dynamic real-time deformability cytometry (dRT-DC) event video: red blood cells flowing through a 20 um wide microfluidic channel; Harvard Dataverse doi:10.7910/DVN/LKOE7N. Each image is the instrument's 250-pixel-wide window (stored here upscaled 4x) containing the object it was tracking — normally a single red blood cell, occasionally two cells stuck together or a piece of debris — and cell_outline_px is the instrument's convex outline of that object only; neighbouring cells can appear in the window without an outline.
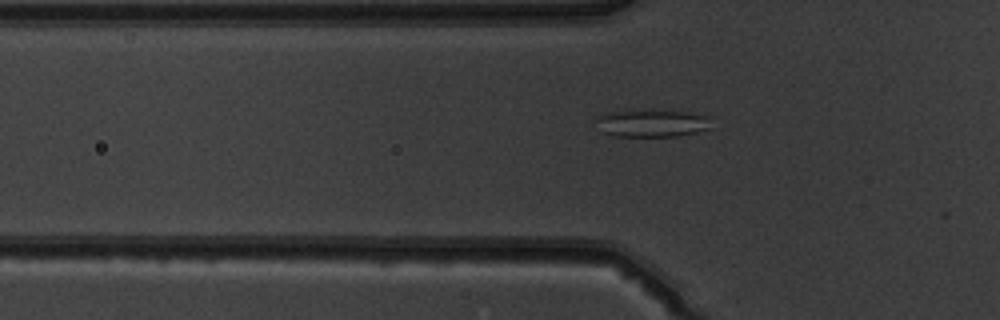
{"species": "common noctule bat (a hibernating species)", "species_latin": "Nyctalus noctula", "temperature_condition": "warm", "stored_images_in_passage": 38, "segment_of_instrument_passage": [1, 2], "camera_frame_rate_fps": 3000, "um_per_image_px": 0.085, "animal": {"sex": "male", "body_mass_g": 19.5, "forearm_length_mm": 54.6}, "frame": {"image": 1, "passage_image": 6, "time_ms": 1.667, "image_size_px": [1000, 320], "cell_outline_px": [[716, 116], [708, 128], [696, 132], [676, 136], [616, 136], [600, 132], [592, 120], [596, 116], [612, 112], [684, 112]], "centroid_in_image_um": [55.41, 10.5], "position_along_channel_um": 70.4, "area_um2": 18.21}}
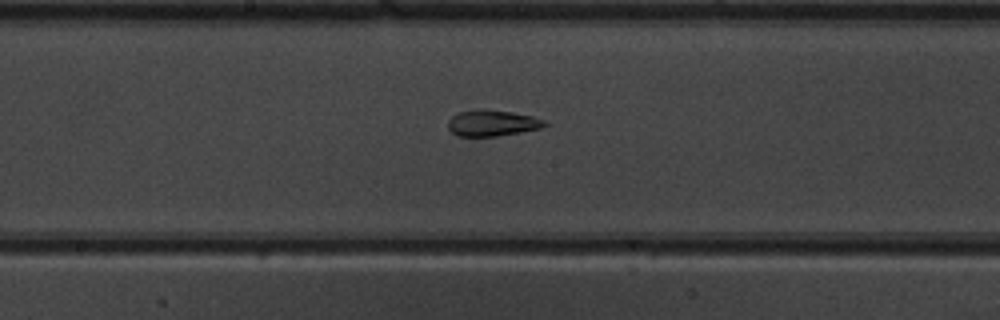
{"frame": {"image": 2, "passage_image": 16, "time_ms": 5.0, "image_size_px": [1000, 320], "cell_outline_px": [[548, 124], [540, 128], [520, 132], [496, 136], [456, 136], [448, 128], [448, 120], [452, 116], [460, 112], [480, 108], [484, 108], [512, 112], [532, 116], [544, 120]], "centroid_in_image_um": [41.81, 10.45], "position_along_channel_um": 206.4, "area_um2": 14.74}}
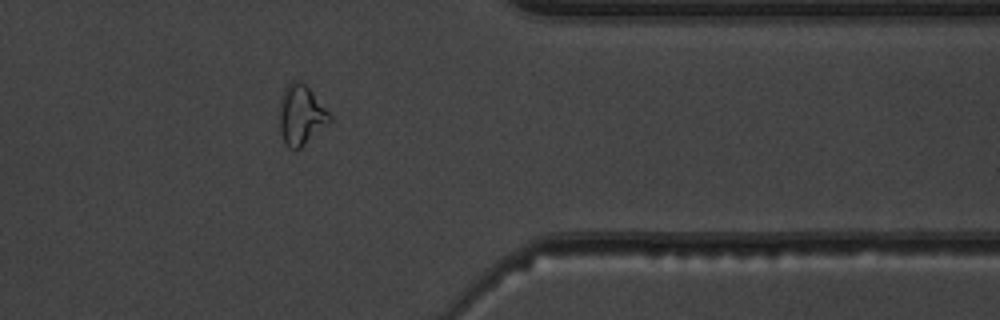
{"frame": {"image": 3, "passage_image": 30, "time_ms": 9.667, "image_size_px": [1000, 320], "cell_outline_px": [[332, 120], [328, 124], [300, 148], [288, 148], [280, 132], [280, 96], [288, 84], [292, 80], [300, 80], [312, 92], [332, 116]], "centroid_in_image_um": [25.59, 9.76], "position_along_channel_um": 385.8, "area_um2": 17.28}}